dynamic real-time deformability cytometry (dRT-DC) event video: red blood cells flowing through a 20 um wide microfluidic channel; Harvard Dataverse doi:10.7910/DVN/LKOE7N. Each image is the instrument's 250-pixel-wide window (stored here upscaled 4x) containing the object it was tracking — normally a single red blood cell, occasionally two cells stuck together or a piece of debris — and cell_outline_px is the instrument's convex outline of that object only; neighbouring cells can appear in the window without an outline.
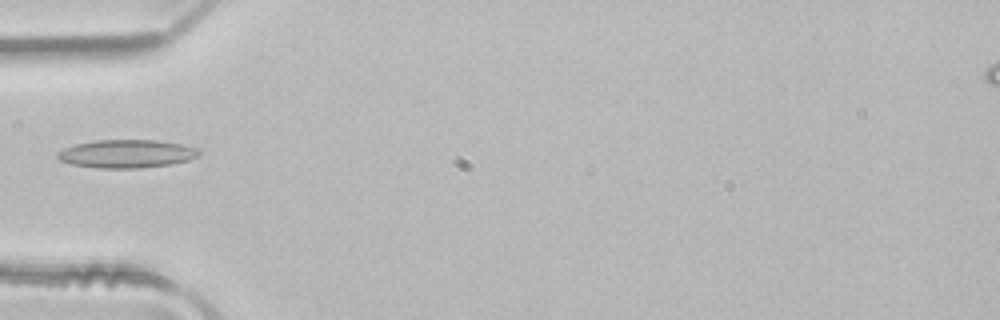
{"species": "common noctule bat (a hibernating species)", "species_latin": "Nyctalus noctula", "temperature_condition": "room temperature", "stored_images_in_passage": 1, "camera_frame_rate_fps": 3000, "um_per_image_px": 0.085, "animal": {"sex": "male", "body_mass_g": 21.5, "forearm_length_mm": 52.0}, "frame": {"image": 1, "passage_image": 1, "time_ms": 0.0, "image_size_px": [1000, 320], "cell_outline_px": [[200, 152], [196, 156], [188, 160], [172, 164], [140, 168], [96, 168], [72, 164], [60, 160], [56, 156], [64, 148], [76, 144], [96, 140], [156, 140], [180, 144], [196, 148]], "centroid_in_image_um": [10.75, 13.07], "position_along_channel_um": 74.2, "area_um2": 23.0}}